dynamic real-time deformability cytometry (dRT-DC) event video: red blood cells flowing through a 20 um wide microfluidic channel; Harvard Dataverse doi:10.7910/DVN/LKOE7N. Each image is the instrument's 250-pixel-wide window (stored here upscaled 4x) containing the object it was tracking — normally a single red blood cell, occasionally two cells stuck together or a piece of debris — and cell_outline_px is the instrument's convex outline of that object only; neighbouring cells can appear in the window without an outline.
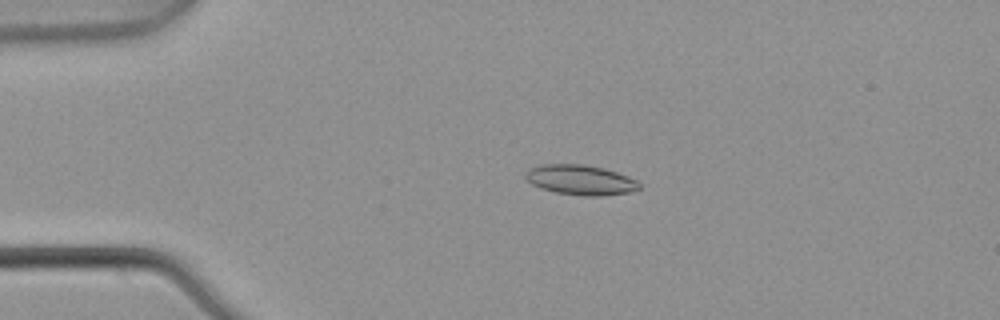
{"species": "common noctule bat (a hibernating species)", "species_latin": "Nyctalus noctula", "temperature_condition": "warm", "stored_images_in_passage": 5, "camera_frame_rate_fps": 3000, "um_per_image_px": 0.085, "animal": {"sex": "male", "body_mass_g": 21.5, "forearm_length_mm": 52.0}, "frame": {"image": 1, "passage_image": 3, "time_ms": 0.667, "image_size_px": [1000, 320], "cell_outline_px": [[640, 188], [632, 192], [604, 196], [580, 196], [556, 192], [540, 188], [532, 184], [524, 176], [524, 172], [528, 168], [540, 164], [584, 164], [604, 168], [628, 176], [636, 180], [640, 184]], "centroid_in_image_um": [49.33, 15.29], "position_along_channel_um": 35.7, "area_um2": 20.17}}